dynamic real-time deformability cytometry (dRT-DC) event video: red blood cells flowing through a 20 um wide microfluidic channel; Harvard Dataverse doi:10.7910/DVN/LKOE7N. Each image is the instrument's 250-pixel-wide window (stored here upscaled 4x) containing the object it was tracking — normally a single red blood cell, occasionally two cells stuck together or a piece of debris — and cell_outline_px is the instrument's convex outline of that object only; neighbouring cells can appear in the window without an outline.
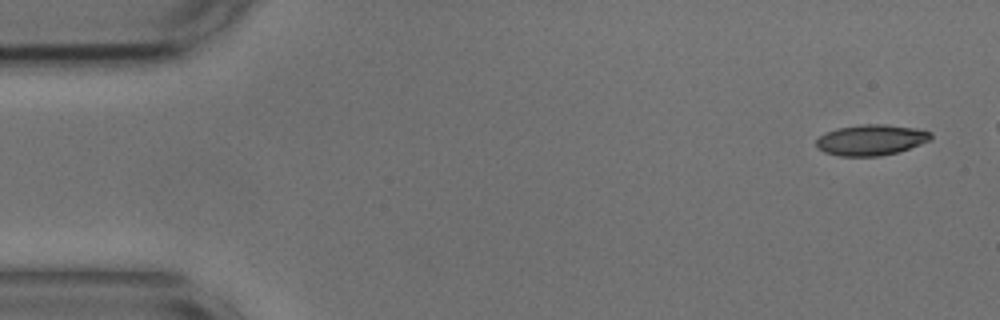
{"species": "common noctule bat (a hibernating species)", "species_latin": "Nyctalus noctula", "temperature_condition": "cold", "stored_images_in_passage": 13, "camera_frame_rate_fps": 3000, "um_per_image_px": 0.085, "animal": {"sex": "male", "body_mass_g": 17.9, "forearm_length_mm": 54.2}, "frame": {"image": 1, "passage_image": 1, "time_ms": 0.0, "image_size_px": [1000, 320], "cell_outline_px": [[932, 140], [896, 152], [880, 156], [840, 156], [824, 152], [816, 148], [816, 140], [820, 136], [836, 128], [864, 124], [884, 124], [916, 128], [932, 132]], "centroid_in_image_um": [74.04, 11.89], "position_along_channel_um": 11.0, "area_um2": 20.52}}